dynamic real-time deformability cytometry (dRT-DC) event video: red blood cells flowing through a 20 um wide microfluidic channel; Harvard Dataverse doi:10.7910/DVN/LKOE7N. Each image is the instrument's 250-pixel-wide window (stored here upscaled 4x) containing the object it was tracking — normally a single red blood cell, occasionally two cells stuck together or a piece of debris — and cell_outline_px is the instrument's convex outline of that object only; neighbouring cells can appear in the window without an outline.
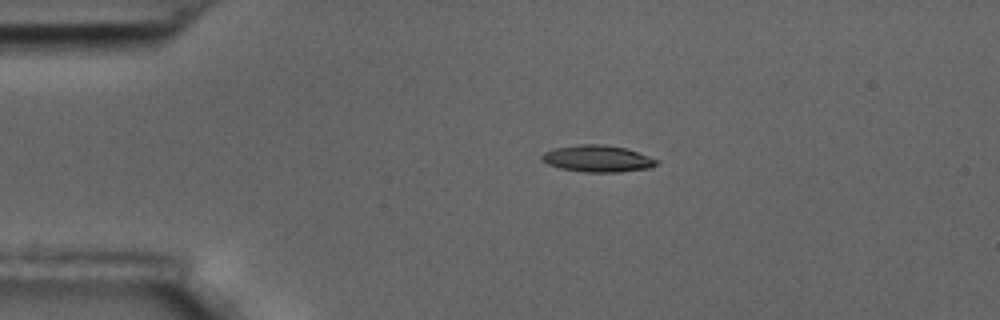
{"species": "common noctule bat (a hibernating species)", "species_latin": "Nyctalus noctula", "temperature_condition": "room temperature", "stored_images_in_passage": 47, "camera_frame_rate_fps": 3000, "um_per_image_px": 0.085, "animal": {"sex": "male", "body_mass_g": 17.5, "forearm_length_mm": 52.3}, "frame": {"image": 1, "passage_image": 1, "time_ms": 0.0, "image_size_px": [1000, 320], "cell_outline_px": [[660, 164], [648, 168], [620, 172], [584, 172], [560, 168], [548, 164], [540, 160], [540, 156], [544, 152], [556, 148], [576, 144], [604, 144], [628, 148], [660, 160]], "centroid_in_image_um": [50.82, 13.48], "position_along_channel_um": 34.2, "area_um2": 18.15}}
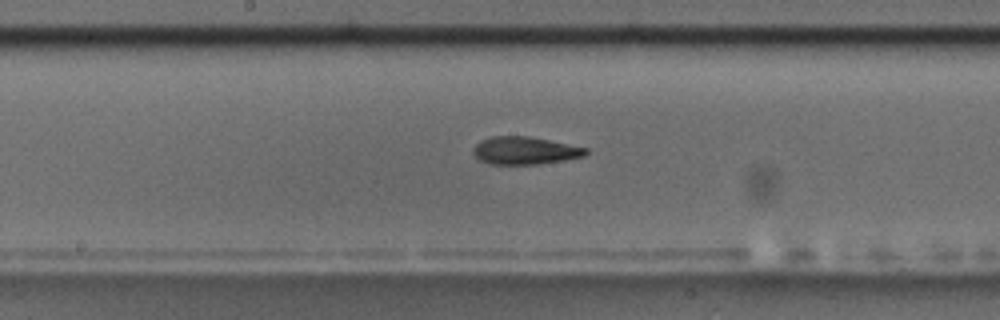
{"frame": {"image": 2, "passage_image": 19, "time_ms": 6.0, "image_size_px": [1000, 320], "cell_outline_px": [[588, 152], [584, 156], [564, 160], [540, 164], [488, 164], [480, 160], [472, 152], [472, 148], [480, 140], [492, 136], [528, 136], [588, 148]], "centroid_in_image_um": [44.59, 12.8], "position_along_channel_um": 203.6, "area_um2": 18.15}}
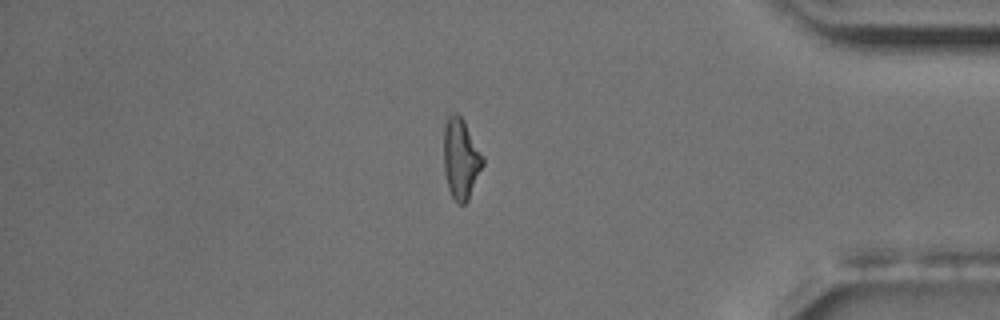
{"frame": {"image": 3, "passage_image": 38, "time_ms": 12.333, "image_size_px": [1000, 320], "cell_outline_px": [[484, 164], [468, 200], [464, 204], [456, 204], [448, 188], [444, 172], [444, 124], [448, 116], [452, 112], [456, 112], [464, 120], [484, 156]], "centroid_in_image_um": [39.17, 13.48], "position_along_channel_um": 396.0, "area_um2": 18.55}, "authors_computed_cell_mechanics": {"area_um2": 18.0336, "velocity_mm_per_s": 3.5121, "shape_relaxation_time_tau1_ms": null, "shape_relaxation_time_tau2_ms": 4.0125, "deformation_change_tau1": null, "deformation_change_tau2": 0.1304}}